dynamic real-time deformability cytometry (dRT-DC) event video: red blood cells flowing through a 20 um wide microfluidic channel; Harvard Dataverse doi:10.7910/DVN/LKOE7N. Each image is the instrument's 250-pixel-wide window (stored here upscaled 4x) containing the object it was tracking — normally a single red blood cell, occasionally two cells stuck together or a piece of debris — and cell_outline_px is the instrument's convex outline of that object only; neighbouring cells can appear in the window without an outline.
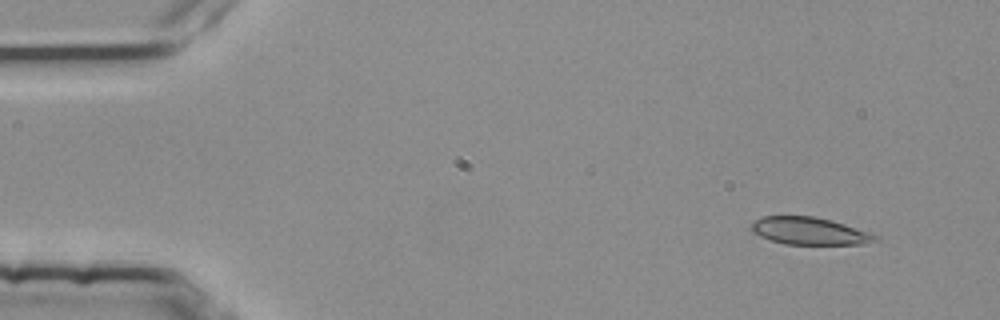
{"species": "common noctule bat (a hibernating species)", "species_latin": "Nyctalus noctula", "temperature_condition": "room temperature", "stored_images_in_passage": 3, "camera_frame_rate_fps": 3000, "um_per_image_px": 0.085, "animal": {"sex": "female", "body_mass_g": 25.1}, "frame": {"image": 1, "passage_image": 1, "time_ms": 0.0, "image_size_px": [1000, 320], "cell_outline_px": [[876, 240], [864, 244], [784, 244], [760, 236], [752, 232], [748, 228], [756, 220], [764, 216], [812, 216], [832, 220], [844, 224], [876, 236]], "centroid_in_image_um": [68.72, 19.63], "position_along_channel_um": 16.3, "area_um2": 19.42}}
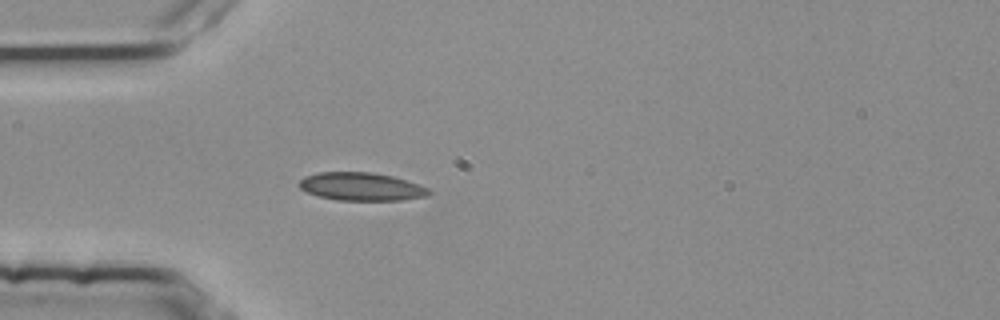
{"frame": {"image": 2, "passage_image": 3, "time_ms": 0.667, "image_size_px": [1000, 320], "cell_outline_px": [[432, 192], [424, 196], [404, 200], [336, 200], [320, 196], [308, 192], [300, 188], [296, 184], [304, 176], [320, 172], [372, 172], [392, 176], [408, 180], [428, 188]], "centroid_in_image_um": [30.7, 15.85], "position_along_channel_um": 54.3, "area_um2": 21.21}}